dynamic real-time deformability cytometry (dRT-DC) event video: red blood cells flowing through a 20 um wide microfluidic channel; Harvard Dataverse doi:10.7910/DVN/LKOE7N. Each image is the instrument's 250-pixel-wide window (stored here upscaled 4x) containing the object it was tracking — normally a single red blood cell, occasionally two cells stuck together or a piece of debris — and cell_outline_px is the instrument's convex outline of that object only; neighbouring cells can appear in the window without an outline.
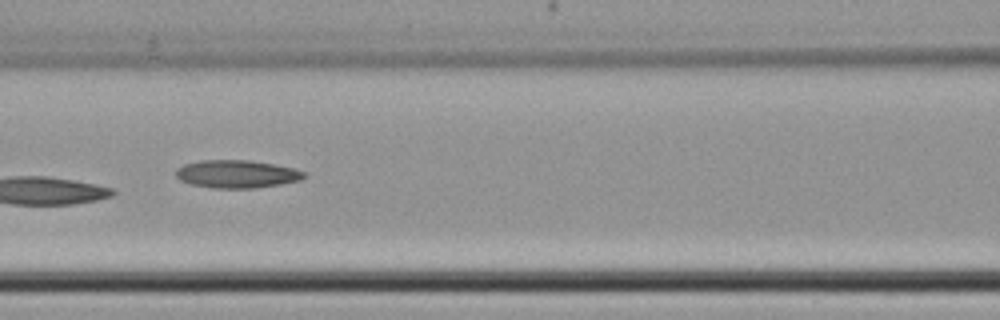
{"species": "common noctule bat (a hibernating species)", "species_latin": "Nyctalus noctula", "temperature_condition": "cold", "stored_images_in_passage": 5, "camera_frame_rate_fps": 3000, "um_per_image_px": 0.085, "animal": {"sex": "female", "body_mass_g": 22.7, "forearm_length_mm": 54.2}, "frame": {"image": 1, "passage_image": 3, "time_ms": 2.333, "image_size_px": [1000, 320], "cell_outline_px": [[308, 176], [300, 180], [280, 184], [256, 188], [212, 188], [188, 184], [180, 180], [176, 176], [176, 168], [184, 164], [200, 160], [248, 160], [272, 164], [292, 168], [304, 172]], "centroid_in_image_um": [20.09, 14.8], "position_along_channel_um": 146.5, "area_um2": 20.87}}